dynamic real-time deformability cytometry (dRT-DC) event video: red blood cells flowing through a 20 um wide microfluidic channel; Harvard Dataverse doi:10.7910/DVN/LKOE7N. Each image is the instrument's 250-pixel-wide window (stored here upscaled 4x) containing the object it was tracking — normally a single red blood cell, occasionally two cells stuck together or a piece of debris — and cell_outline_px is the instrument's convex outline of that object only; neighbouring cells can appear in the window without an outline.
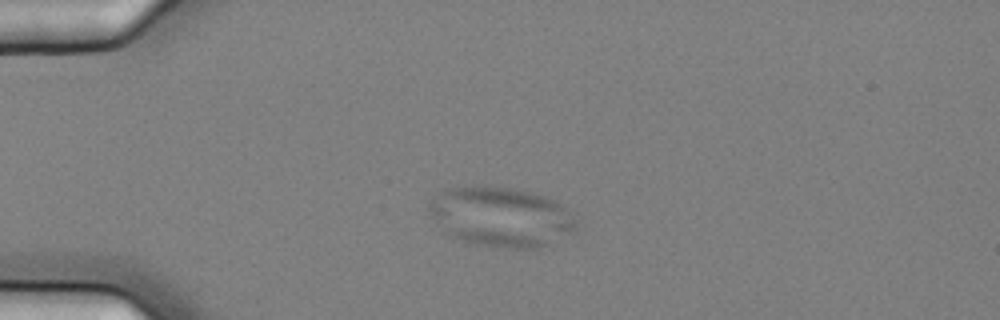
{"species": "common noctule bat (a hibernating species)", "species_latin": "Nyctalus noctula", "temperature_condition": "cold", "stored_images_in_passage": 5, "camera_frame_rate_fps": 3000, "um_per_image_px": 0.085, "animal": {"sex": "female", "body_mass_g": 25.1}, "frame": {"image": 1, "passage_image": 3, "time_ms": 0.667, "image_size_px": [1000, 320], "cell_outline_px": [[576, 232], [536, 248], [508, 248], [480, 244], [464, 240], [448, 232], [432, 216], [428, 208], [432, 200], [440, 192], [448, 188], [480, 184], [484, 184], [516, 188], [532, 192], [556, 200], [576, 220]], "centroid_in_image_um": [42.63, 18.38], "position_along_channel_um": 42.4, "area_um2": 50.75}}
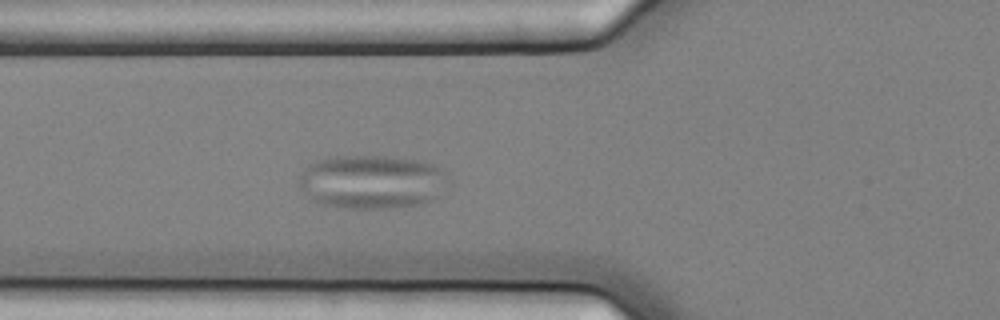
{"frame": {"image": 2, "passage_image": 5, "time_ms": 1.333, "image_size_px": [1000, 320], "cell_outline_px": [[440, 172], [436, 196], [432, 200], [420, 204], [388, 208], [348, 208], [324, 204], [308, 196], [300, 188], [296, 180], [308, 164], [316, 160], [336, 156], [384, 156], [416, 160], [432, 164], [440, 168]], "centroid_in_image_um": [31.43, 15.44], "position_along_channel_um": 94.4, "area_um2": 45.49}}